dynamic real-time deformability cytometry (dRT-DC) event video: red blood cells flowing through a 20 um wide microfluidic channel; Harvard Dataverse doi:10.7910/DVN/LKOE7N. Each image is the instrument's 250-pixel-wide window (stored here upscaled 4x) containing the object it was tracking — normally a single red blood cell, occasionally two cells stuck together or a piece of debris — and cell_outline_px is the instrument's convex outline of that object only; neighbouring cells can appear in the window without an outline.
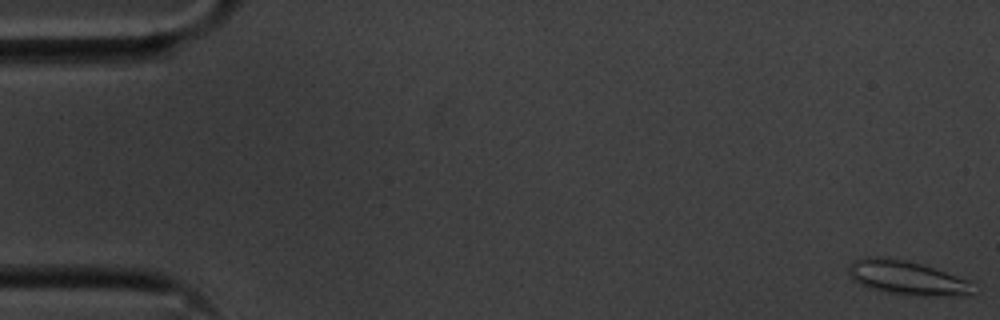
{"species": "common noctule bat (a hibernating species)", "species_latin": "Nyctalus noctula", "temperature_condition": "cold", "stored_images_in_passage": 56, "camera_frame_rate_fps": 3000, "um_per_image_px": 0.085, "animal": {"sex": "male", "body_mass_g": 20.1, "forearm_length_mm": 53.5}, "frame": {"image": 1, "passage_image": 1, "time_ms": 0.0, "image_size_px": [1000, 320], "cell_outline_px": [[972, 296], [924, 296], [884, 292], [868, 288], [852, 280], [848, 272], [848, 268], [856, 260], [864, 256], [880, 256], [904, 260], [920, 264], [968, 280], [972, 292]], "centroid_in_image_um": [77.04, 23.62], "position_along_channel_um": 8.0, "area_um2": 24.57}}
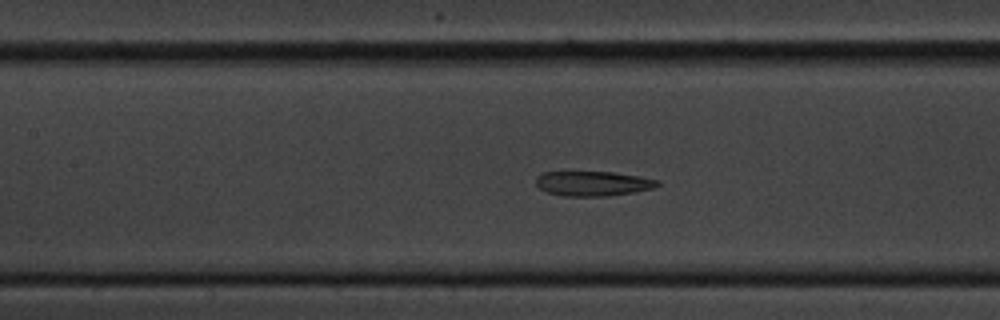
{"frame": {"image": 2, "passage_image": 25, "time_ms": 8.0, "image_size_px": [1000, 320], "cell_outline_px": [[660, 184], [652, 188], [632, 192], [604, 196], [564, 196], [548, 192], [540, 188], [536, 184], [536, 176], [544, 172], [612, 172], [640, 176], [660, 180]], "centroid_in_image_um": [50.4, 15.59], "position_along_channel_um": 157.0, "area_um2": 17.4}}
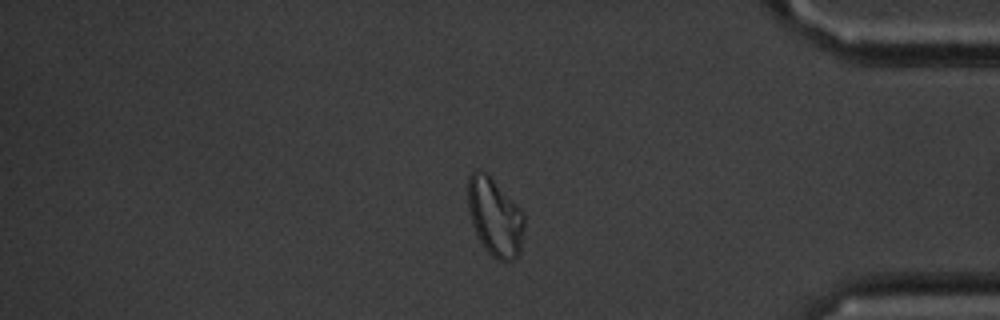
{"frame": {"image": 3, "passage_image": 47, "time_ms": 15.333, "image_size_px": [1000, 320], "cell_outline_px": [[524, 228], [520, 252], [516, 260], [508, 264], [496, 260], [484, 248], [472, 224], [468, 212], [468, 176], [476, 168], [480, 168], [524, 212]], "centroid_in_image_um": [42.07, 18.51], "position_along_channel_um": 393.1, "area_um2": 25.78}, "authors_computed_cell_mechanics": {"area_um2": 20.6346, "velocity_mm_per_s": 3.5823, "shape_relaxation_time_tau1_ms": 9.634, "shape_relaxation_time_tau2_ms": 4.729, "deformation_change_tau1": 0.2514, "deformation_change_tau2": 0.154}}